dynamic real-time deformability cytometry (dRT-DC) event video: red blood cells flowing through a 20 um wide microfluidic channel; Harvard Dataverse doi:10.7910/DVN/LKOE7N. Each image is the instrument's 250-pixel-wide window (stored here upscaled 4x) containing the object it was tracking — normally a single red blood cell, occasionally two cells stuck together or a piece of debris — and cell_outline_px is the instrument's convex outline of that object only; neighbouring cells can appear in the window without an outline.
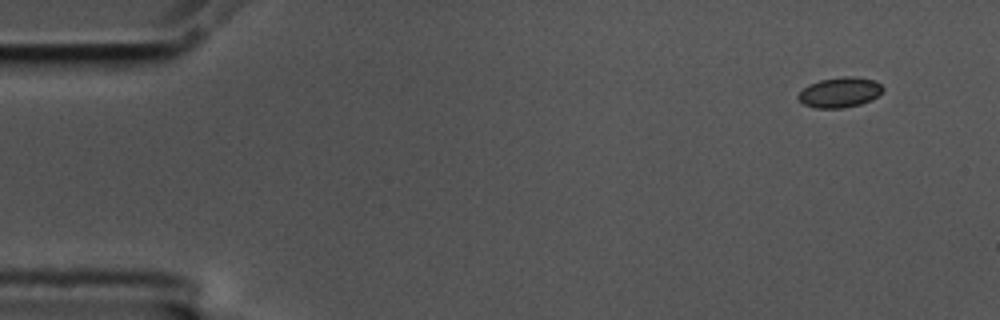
{"species": "common noctule bat (a hibernating species)", "species_latin": "Nyctalus noctula", "temperature_condition": "cold", "stored_images_in_passage": 5, "segment_of_instrument_passage": [1, 2], "camera_frame_rate_fps": 3000, "um_per_image_px": 0.085, "animal": {"sex": "male", "body_mass_g": 17.5, "forearm_length_mm": 52.3}, "frame": {"image": 1, "passage_image": 1, "time_ms": 0.0, "image_size_px": [1000, 320], "cell_outline_px": [[884, 88], [872, 100], [860, 104], [844, 108], [812, 108], [804, 104], [796, 96], [808, 84], [820, 80], [840, 76], [852, 76], [872, 80], [880, 84]], "centroid_in_image_um": [71.35, 7.85], "position_along_channel_um": 13.7, "area_um2": 14.85}}